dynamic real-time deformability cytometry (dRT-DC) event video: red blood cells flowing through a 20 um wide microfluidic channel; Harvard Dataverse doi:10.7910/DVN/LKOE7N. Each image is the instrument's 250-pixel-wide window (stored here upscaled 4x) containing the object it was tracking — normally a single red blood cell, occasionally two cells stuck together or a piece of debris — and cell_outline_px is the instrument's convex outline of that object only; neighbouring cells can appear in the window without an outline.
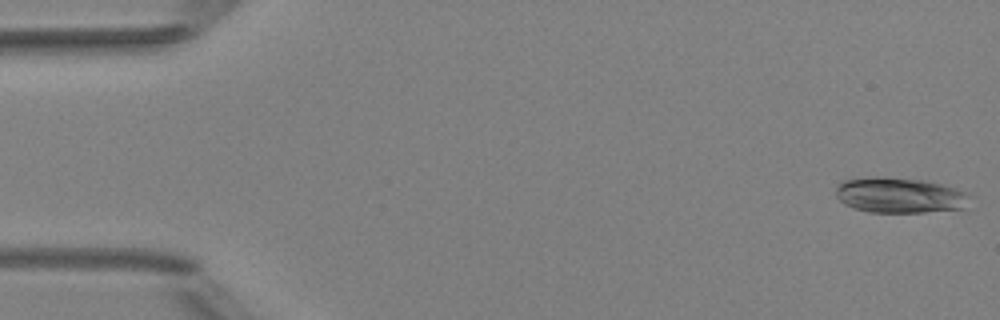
{"species": "Egyptian fruit bat (a non-hibernating species)", "species_latin": "Rousettus aegyptiacus", "temperature_condition": "room temperature", "stored_images_in_passage": 5, "camera_frame_rate_fps": 3000, "um_per_image_px": 0.085, "animal": {"sex": "female"}, "frame": {"image": 1, "passage_image": 1, "time_ms": 0.0, "image_size_px": [1000, 320], "cell_outline_px": [[972, 196], [964, 208], [924, 212], [868, 212], [852, 208], [844, 204], [836, 196], [836, 188], [844, 180], [876, 176], [884, 176], [928, 180], [956, 188]], "centroid_in_image_um": [76.47, 16.58], "position_along_channel_um": 8.5, "area_um2": 27.92}}
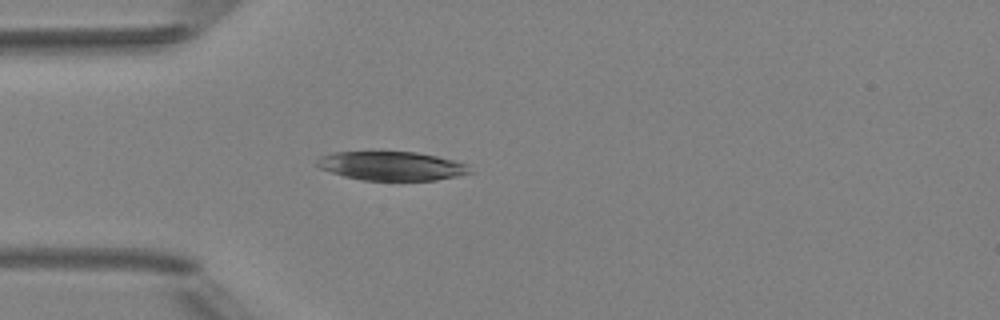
{"frame": {"image": 2, "passage_image": 5, "time_ms": 4.333, "image_size_px": [1000, 320], "cell_outline_px": [[472, 172], [456, 176], [436, 180], [360, 180], [344, 176], [320, 168], [316, 164], [316, 160], [320, 156], [336, 152], [416, 152], [436, 156], [452, 160], [464, 164]], "centroid_in_image_um": [33.23, 14.11], "position_along_channel_um": 51.8, "area_um2": 25.37}}